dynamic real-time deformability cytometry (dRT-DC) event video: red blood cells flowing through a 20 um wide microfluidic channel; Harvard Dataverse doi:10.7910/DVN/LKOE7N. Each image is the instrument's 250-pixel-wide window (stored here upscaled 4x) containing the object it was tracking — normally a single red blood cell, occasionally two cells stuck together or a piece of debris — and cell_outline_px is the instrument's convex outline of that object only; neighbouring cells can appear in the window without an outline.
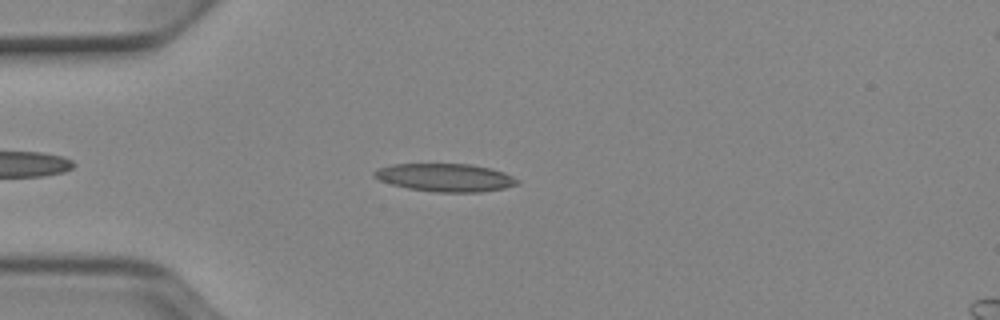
{"species": "Egyptian fruit bat (a non-hibernating species)", "species_latin": "Rousettus aegyptiacus", "temperature_condition": "cold", "stored_images_in_passage": 45, "camera_frame_rate_fps": 3000, "um_per_image_px": 0.085, "animal": {"sex": "female"}, "frame": {"image": 1, "passage_image": 7, "time_ms": 2.0, "image_size_px": [1000, 320], "cell_outline_px": [[520, 184], [504, 188], [480, 192], [436, 192], [408, 188], [392, 184], [380, 180], [372, 176], [372, 172], [380, 168], [392, 164], [468, 164], [492, 168], [504, 172], [520, 180]], "centroid_in_image_um": [37.88, 15.09], "position_along_channel_um": 47.1, "area_um2": 23.35}}
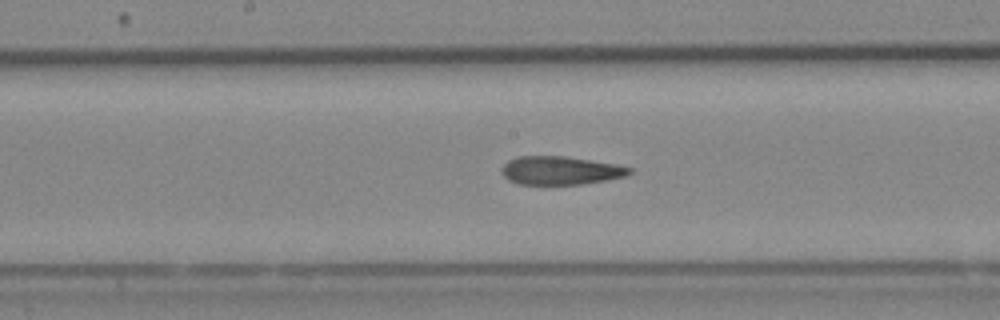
{"frame": {"image": 2, "passage_image": 20, "time_ms": 6.333, "image_size_px": [1000, 320], "cell_outline_px": [[632, 172], [624, 176], [608, 180], [580, 184], [520, 184], [508, 180], [500, 172], [500, 168], [508, 160], [520, 156], [564, 156], [616, 164], [632, 168]], "centroid_in_image_um": [47.61, 14.49], "position_along_channel_um": 200.6, "area_um2": 21.1}}
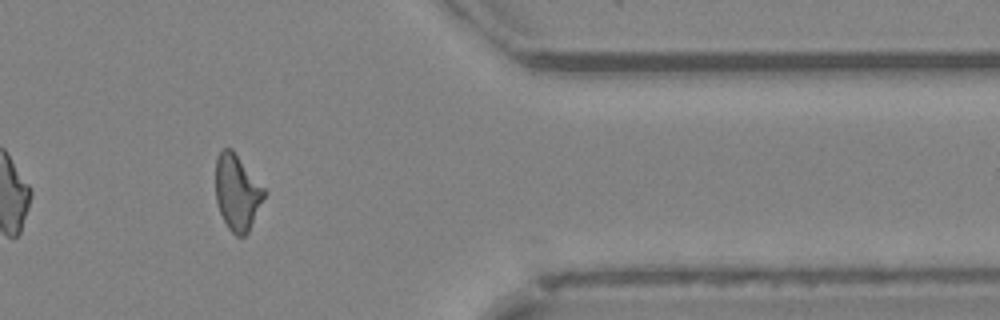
{"frame": {"image": 3, "passage_image": 36, "time_ms": 11.667, "image_size_px": [1000, 320], "cell_outline_px": [[268, 192], [248, 232], [244, 236], [236, 236], [228, 228], [220, 212], [216, 200], [216, 156], [224, 148], [232, 148]], "centroid_in_image_um": [20.18, 16.35], "position_along_channel_um": 391.2, "area_um2": 21.56}, "authors_computed_cell_mechanics": {"area_um2": 21.9062, "velocity_mm_per_s": 3.9283, "shape_relaxation_time_tau1_ms": null, "shape_relaxation_time_tau2_ms": 2.9819, "deformation_change_tau1": null, "deformation_change_tau2": 0.1179}}